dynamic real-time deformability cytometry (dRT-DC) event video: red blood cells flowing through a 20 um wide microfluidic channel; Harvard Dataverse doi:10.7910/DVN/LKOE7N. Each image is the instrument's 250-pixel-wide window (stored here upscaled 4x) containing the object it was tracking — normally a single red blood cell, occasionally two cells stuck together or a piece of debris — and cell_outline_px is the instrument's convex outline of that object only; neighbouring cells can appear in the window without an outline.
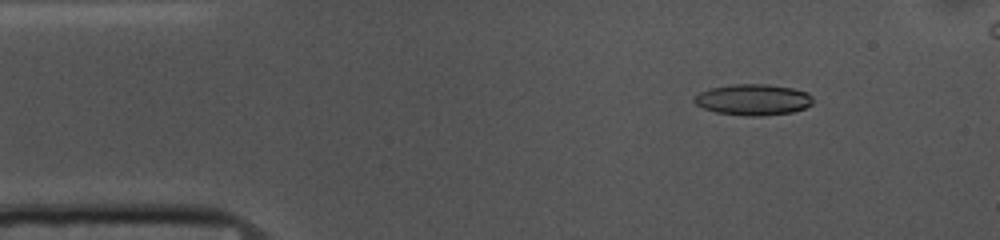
{"species": "common noctule bat (a hibernating species)", "species_latin": "Nyctalus noctula", "temperature_condition": "cold", "stored_images_in_passage": 49, "camera_frame_rate_fps": 3000, "um_per_image_px": 0.085, "animal": {"sex": "female", "body_mass_g": 10.0, "forearm_length_mm": 53.1}, "frame": {"image": 1, "passage_image": 6, "time_ms": 1.667, "image_size_px": [1000, 240], "cell_outline_px": [[812, 104], [804, 108], [792, 112], [760, 116], [744, 116], [716, 112], [704, 108], [696, 104], [692, 100], [700, 92], [708, 88], [736, 84], [768, 84], [792, 88], [808, 92], [812, 96]], "centroid_in_image_um": [64.02, 8.47], "position_along_channel_um": 21.0, "area_um2": 21.5}}
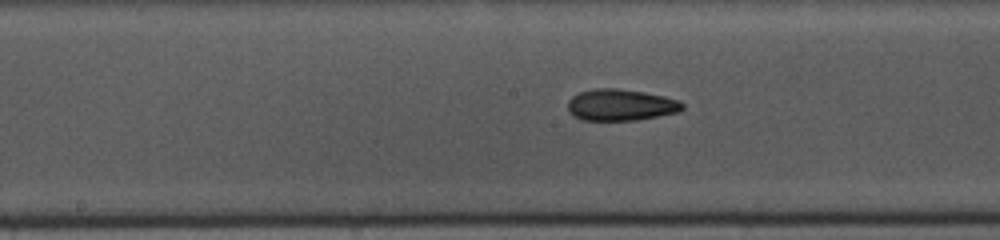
{"frame": {"image": 2, "passage_image": 25, "time_ms": 8.0, "image_size_px": [1000, 240], "cell_outline_px": [[684, 108], [680, 112], [636, 120], [584, 120], [572, 116], [568, 112], [568, 100], [572, 96], [580, 92], [596, 88], [616, 88], [644, 92], [664, 96], [680, 100], [684, 104]], "centroid_in_image_um": [52.77, 8.92], "position_along_channel_um": 195.4, "area_um2": 21.21}}
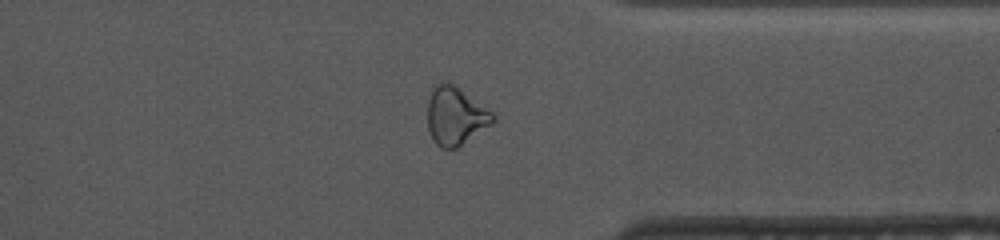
{"frame": {"image": 3, "passage_image": 40, "time_ms": 13.0, "image_size_px": [1000, 240], "cell_outline_px": [[496, 120], [492, 124], [456, 148], [440, 148], [432, 140], [428, 128], [428, 100], [436, 84], [440, 80], [444, 80], [456, 84], [492, 112], [496, 116]], "centroid_in_image_um": [38.71, 9.83], "position_along_channel_um": 372.7, "area_um2": 22.31}, "authors_computed_cell_mechanics": {"area_um2": 21.0392, "velocity_mm_per_s": 3.6817, "shape_relaxation_time_tau1_ms": 7.5426, "shape_relaxation_time_tau2_ms": 4.3622, "deformation_change_tau1": 0.1646, "deformation_change_tau2": 0.1122}}